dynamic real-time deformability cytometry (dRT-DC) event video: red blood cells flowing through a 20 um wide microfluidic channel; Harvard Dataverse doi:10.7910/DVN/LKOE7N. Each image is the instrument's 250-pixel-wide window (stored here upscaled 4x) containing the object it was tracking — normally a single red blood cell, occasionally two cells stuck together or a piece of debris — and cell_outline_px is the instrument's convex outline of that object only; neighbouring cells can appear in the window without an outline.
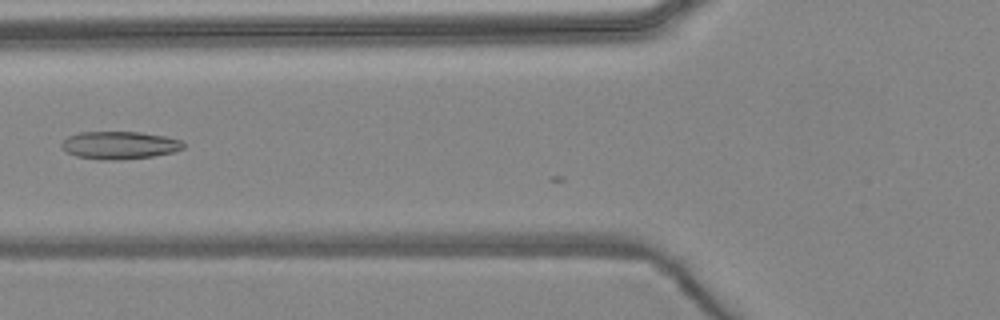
{"species": "common noctule bat (a hibernating species)", "species_latin": "Nyctalus noctula", "temperature_condition": "warm", "stored_images_in_passage": 6, "camera_frame_rate_fps": 3000, "um_per_image_px": 0.085, "animal": {"sex": "female", "body_mass_g": 24.6, "forearm_length_mm": 56.2}, "frame": {"image": 1, "passage_image": 6, "time_ms": 5.667, "image_size_px": [1000, 320], "cell_outline_px": [[184, 148], [172, 152], [152, 156], [120, 160], [100, 160], [76, 156], [68, 152], [60, 144], [68, 136], [80, 132], [140, 132], [164, 136], [180, 140], [184, 144]], "centroid_in_image_um": [10.15, 12.34], "position_along_channel_um": 115.7, "area_um2": 19.54}}